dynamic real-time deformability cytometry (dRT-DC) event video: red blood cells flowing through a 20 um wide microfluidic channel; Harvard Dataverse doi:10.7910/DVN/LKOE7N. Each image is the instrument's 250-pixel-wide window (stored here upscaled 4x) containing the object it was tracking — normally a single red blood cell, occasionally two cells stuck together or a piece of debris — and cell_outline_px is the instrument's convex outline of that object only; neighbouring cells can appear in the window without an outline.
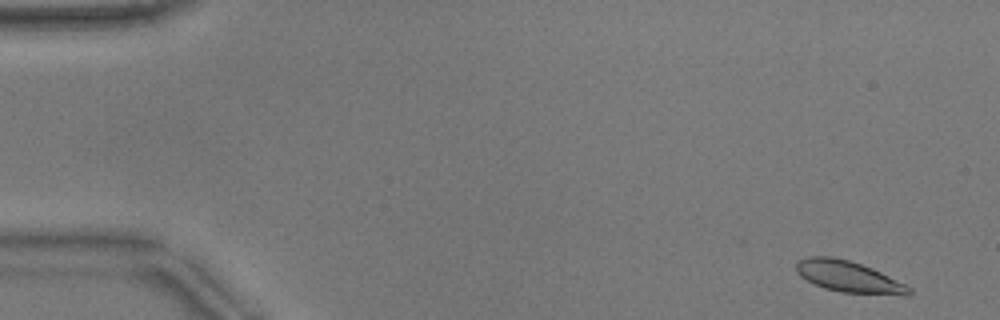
{"species": "common noctule bat (a hibernating species)", "species_latin": "Nyctalus noctula", "temperature_condition": "warm", "stored_images_in_passage": 53, "camera_frame_rate_fps": 3000, "um_per_image_px": 0.085, "animal": {"sex": "male", "body_mass_g": 17.9}, "frame": {"image": 1, "passage_image": 2, "time_ms": 0.333, "image_size_px": [1000, 320], "cell_outline_px": [[912, 292], [908, 296], [904, 296], [840, 292], [824, 288], [800, 276], [796, 272], [796, 264], [800, 260], [808, 256], [832, 256], [848, 260], [872, 268], [912, 288]], "centroid_in_image_um": [72.15, 23.53], "position_along_channel_um": 12.8, "area_um2": 20.52}}
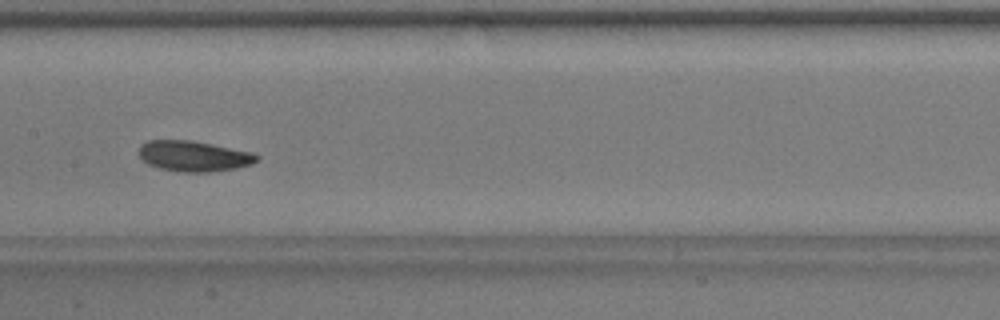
{"frame": {"image": 2, "passage_image": 26, "time_ms": 8.333, "image_size_px": [1000, 320], "cell_outline_px": [[260, 160], [252, 164], [236, 168], [208, 172], [184, 172], [160, 168], [148, 164], [140, 156], [140, 144], [148, 140], [188, 140], [252, 152], [260, 156]], "centroid_in_image_um": [16.49, 13.27], "position_along_channel_um": 190.9, "area_um2": 20.81}}
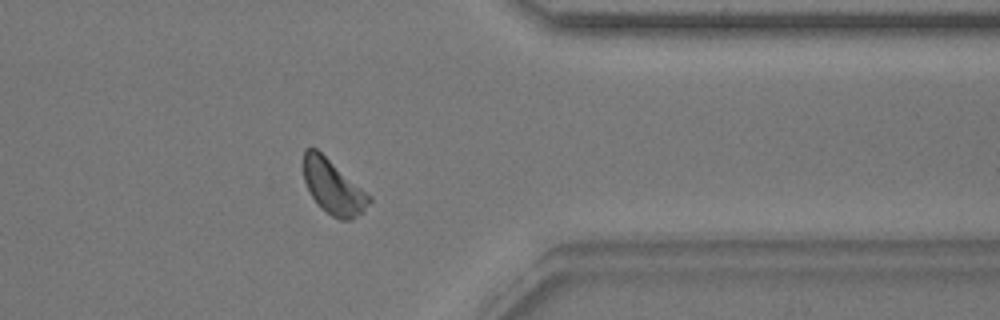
{"frame": {"image": 3, "passage_image": 42, "time_ms": 13.667, "image_size_px": [1000, 320], "cell_outline_px": [[372, 200], [352, 220], [340, 220], [332, 216], [320, 208], [316, 204], [304, 180], [304, 148], [316, 148], [372, 196]], "centroid_in_image_um": [28.31, 15.9], "position_along_channel_um": 383.1, "area_um2": 20.58}}